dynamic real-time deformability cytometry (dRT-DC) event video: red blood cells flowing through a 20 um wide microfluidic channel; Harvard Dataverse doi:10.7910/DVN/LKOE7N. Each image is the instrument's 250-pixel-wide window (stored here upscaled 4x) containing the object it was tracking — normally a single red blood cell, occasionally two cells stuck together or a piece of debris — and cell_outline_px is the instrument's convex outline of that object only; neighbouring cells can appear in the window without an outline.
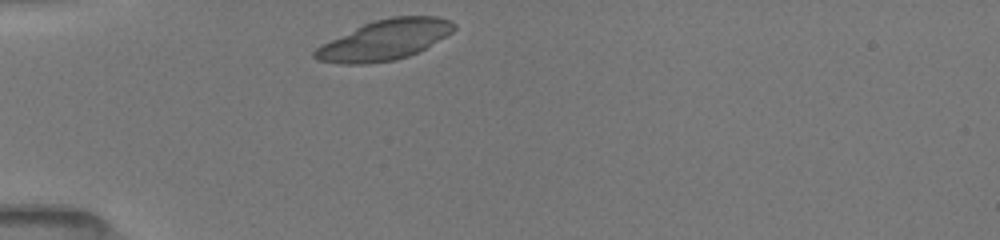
{"species": "common noctule bat (a hibernating species)", "species_latin": "Nyctalus noctula", "temperature_condition": "room temperature", "stored_images_in_passage": 6, "camera_frame_rate_fps": 3000, "um_per_image_px": 0.085, "animal": {"sex": "female", "body_mass_g": 19.5, "forearm_length_mm": 54.1}, "frame": {"image": 1, "passage_image": 1, "time_ms": 0.0, "image_size_px": [1000, 240], "cell_outline_px": [[456, 28], [452, 32], [424, 48], [408, 56], [396, 60], [368, 64], [340, 64], [316, 60], [312, 56], [312, 52], [320, 44], [364, 24], [376, 20], [392, 16], [436, 16], [452, 20], [456, 24]], "centroid_in_image_um": [32.66, 3.4], "position_along_channel_um": 52.3, "area_um2": 32.54}}